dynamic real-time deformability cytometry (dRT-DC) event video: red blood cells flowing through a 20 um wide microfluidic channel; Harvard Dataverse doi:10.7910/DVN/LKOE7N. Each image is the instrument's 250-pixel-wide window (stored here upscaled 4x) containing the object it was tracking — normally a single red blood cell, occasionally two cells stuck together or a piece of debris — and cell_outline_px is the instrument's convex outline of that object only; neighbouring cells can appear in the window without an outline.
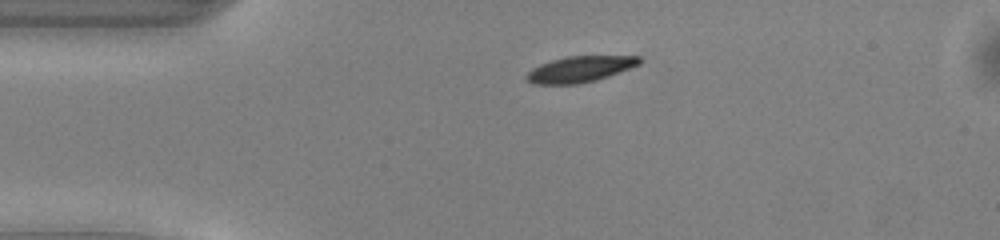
{"species": "common noctule bat (a hibernating species)", "species_latin": "Nyctalus noctula", "temperature_condition": "warm", "stored_images_in_passage": 39, "camera_frame_rate_fps": 3000, "um_per_image_px": 0.085, "animal": {"sex": "male", "body_mass_g": 13.0, "forearm_length_mm": 53.1}, "frame": {"image": 1, "passage_image": 1, "time_ms": 0.0, "image_size_px": [1000, 240], "cell_outline_px": [[640, 64], [608, 76], [596, 80], [580, 84], [532, 84], [524, 76], [532, 68], [540, 64], [552, 60], [568, 56], [640, 56]], "centroid_in_image_um": [49.26, 5.88], "position_along_channel_um": 35.7, "area_um2": 16.99}}
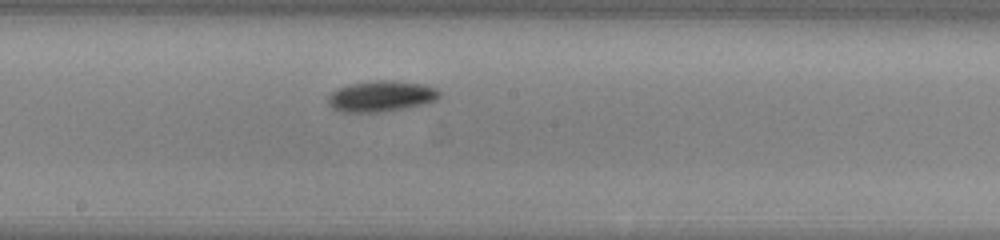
{"frame": {"image": 2, "passage_image": 17, "time_ms": 5.333, "image_size_px": [1000, 240], "cell_outline_px": [[440, 96], [436, 100], [424, 104], [404, 108], [380, 112], [344, 112], [332, 108], [328, 104], [328, 96], [336, 88], [348, 84], [372, 80], [392, 80], [424, 84], [436, 88], [440, 92]], "centroid_in_image_um": [32.38, 8.16], "position_along_channel_um": 215.8, "area_um2": 20.23}}
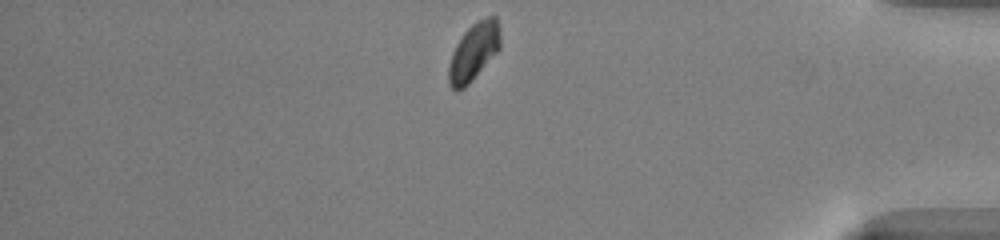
{"frame": {"image": 3, "passage_image": 33, "time_ms": 10.667, "image_size_px": [1000, 240], "cell_outline_px": [[500, 48], [472, 80], [464, 88], [456, 92], [448, 84], [448, 68], [452, 52], [456, 44], [464, 32], [476, 20], [488, 16], [496, 16], [500, 32]], "centroid_in_image_um": [40.25, 4.4], "position_along_channel_um": 395.0, "area_um2": 17.34}, "authors_computed_cell_mechanics": {"area_um2": 18.207, "velocity_mm_per_s": 4.0252, "shape_relaxation_time_tau1_ms": 1.6793, "shape_relaxation_time_tau2_ms": null, "deformation_change_tau1": 0.0917, "deformation_change_tau2": null}}